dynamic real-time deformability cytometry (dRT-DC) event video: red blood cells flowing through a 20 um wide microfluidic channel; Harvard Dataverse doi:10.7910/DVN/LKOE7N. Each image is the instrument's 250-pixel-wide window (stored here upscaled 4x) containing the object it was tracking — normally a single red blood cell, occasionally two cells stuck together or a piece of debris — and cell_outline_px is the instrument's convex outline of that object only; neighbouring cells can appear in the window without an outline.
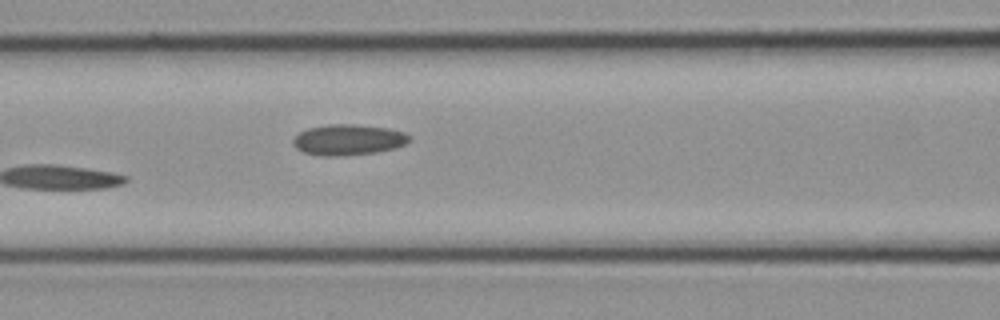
{"species": "common noctule bat (a hibernating species)", "species_latin": "Nyctalus noctula", "temperature_condition": "cold", "stored_images_in_passage": 10, "camera_frame_rate_fps": 3000, "um_per_image_px": 0.085, "animal": {"sex": "female", "body_mass_g": 21.9}, "frame": {"image": 1, "passage_image": 10, "time_ms": 3.0, "image_size_px": [1000, 320], "cell_outline_px": [[412, 140], [396, 148], [376, 152], [344, 156], [320, 156], [304, 152], [296, 148], [292, 144], [292, 140], [300, 132], [308, 128], [328, 124], [352, 124], [388, 128], [404, 132]], "centroid_in_image_um": [29.59, 11.88], "position_along_channel_um": 137.0, "area_um2": 20.92}}